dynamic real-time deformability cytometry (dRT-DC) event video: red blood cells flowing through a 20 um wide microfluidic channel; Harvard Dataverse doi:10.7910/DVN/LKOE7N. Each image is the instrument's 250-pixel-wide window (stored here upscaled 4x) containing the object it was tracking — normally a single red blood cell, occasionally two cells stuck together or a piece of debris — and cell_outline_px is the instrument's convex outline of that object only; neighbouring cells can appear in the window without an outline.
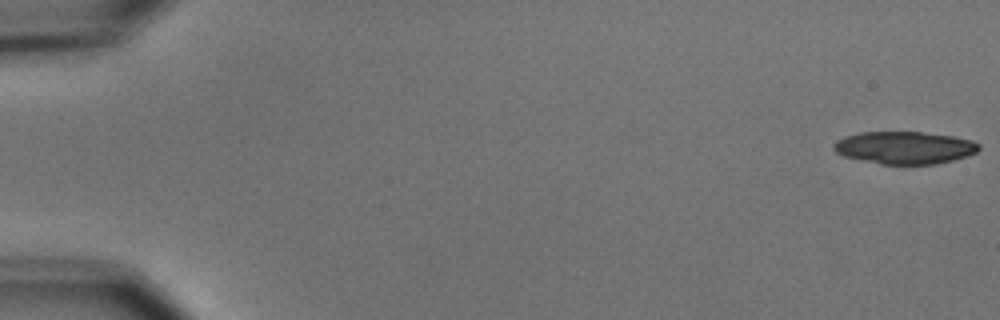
{"species": "common noctule bat (a hibernating species)", "species_latin": "Nyctalus noctula", "temperature_condition": "cold", "stored_images_in_passage": 4, "camera_frame_rate_fps": 3000, "um_per_image_px": 0.085, "animal": {"sex": "male", "body_mass_g": 15.6}, "frame": {"image": 1, "passage_image": 1, "time_ms": 0.0, "image_size_px": [1000, 320], "cell_outline_px": [[980, 148], [976, 152], [952, 160], [936, 164], [880, 164], [844, 156], [836, 152], [832, 148], [832, 144], [836, 140], [844, 136], [860, 132], [920, 132], [952, 136], [972, 140], [980, 144]], "centroid_in_image_um": [76.85, 12.54], "position_along_channel_um": 8.2, "area_um2": 27.4}}